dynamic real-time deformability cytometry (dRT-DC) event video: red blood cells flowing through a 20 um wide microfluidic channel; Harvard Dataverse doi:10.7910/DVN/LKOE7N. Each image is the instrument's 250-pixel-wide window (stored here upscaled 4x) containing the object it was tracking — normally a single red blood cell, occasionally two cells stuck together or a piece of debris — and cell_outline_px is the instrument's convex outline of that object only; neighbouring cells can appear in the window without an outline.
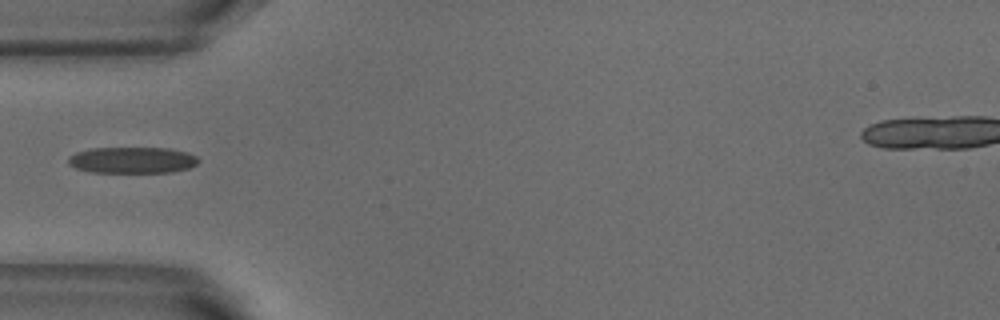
{"species": "common noctule bat (a hibernating species)", "species_latin": "Nyctalus noctula", "temperature_condition": "warm", "stored_images_in_passage": 4, "camera_frame_rate_fps": 3000, "um_per_image_px": 0.085, "animal": {"sex": "male", "body_mass_g": 18.8}, "frame": {"image": 1, "passage_image": 4, "time_ms": 1.0, "image_size_px": [1000, 320], "cell_outline_px": [[200, 160], [196, 164], [188, 168], [172, 172], [92, 172], [76, 168], [68, 164], [68, 156], [76, 152], [92, 148], [168, 148], [188, 152], [196, 156]], "centroid_in_image_um": [11.24, 13.6], "position_along_channel_um": 73.8, "area_um2": 19.94}}